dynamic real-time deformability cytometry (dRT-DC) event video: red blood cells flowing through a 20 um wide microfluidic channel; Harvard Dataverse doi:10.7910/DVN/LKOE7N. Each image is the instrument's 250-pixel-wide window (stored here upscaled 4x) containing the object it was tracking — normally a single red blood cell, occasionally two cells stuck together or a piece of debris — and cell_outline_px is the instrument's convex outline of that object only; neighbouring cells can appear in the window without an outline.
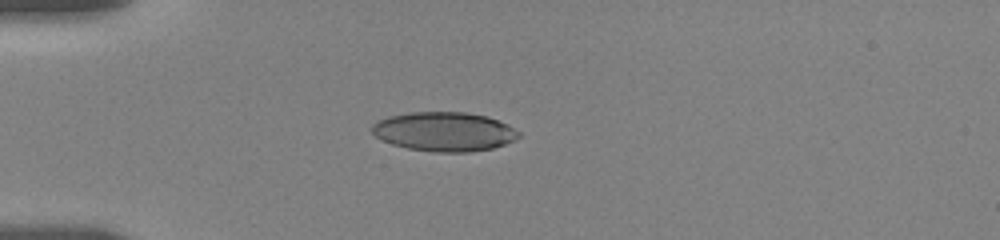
{"species": "human", "species_latin": "Homo sapiens", "temperature_condition": "room temperature", "stored_images_in_passage": 73, "camera_frame_rate_fps": 3000, "um_per_image_px": 0.085, "donor": {"sex": "female"}, "frame": {"image": 1, "passage_image": 1, "time_ms": 0.0, "image_size_px": [1000, 240], "cell_outline_px": [[520, 136], [504, 144], [492, 148], [468, 152], [436, 152], [408, 148], [392, 144], [376, 136], [372, 132], [372, 124], [388, 116], [412, 112], [468, 112], [484, 116], [508, 124], [520, 132]], "centroid_in_image_um": [37.76, 11.18], "position_along_channel_um": 47.2, "area_um2": 33.23}}
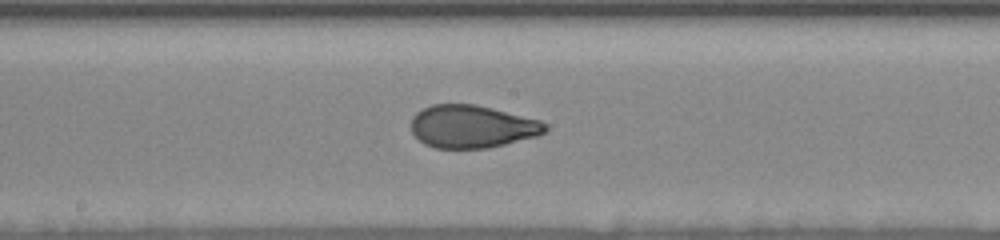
{"frame": {"image": 2, "passage_image": 31, "time_ms": 5.0, "image_size_px": [1000, 240], "cell_outline_px": [[548, 128], [544, 132], [536, 136], [488, 148], [436, 148], [424, 144], [412, 132], [412, 116], [416, 112], [432, 104], [476, 104], [540, 120], [548, 124]], "centroid_in_image_um": [40.12, 10.75], "position_along_channel_um": 208.1, "area_um2": 33.29}}
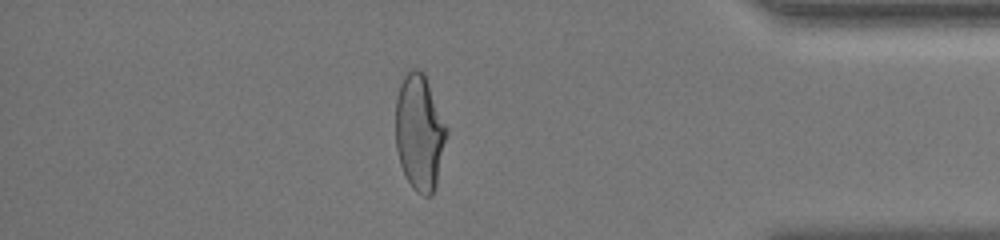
{"frame": {"image": 3, "passage_image": 65, "time_ms": 11.0, "image_size_px": [1000, 240], "cell_outline_px": [[448, 132], [436, 184], [432, 196], [424, 196], [416, 192], [412, 188], [400, 164], [396, 148], [396, 100], [400, 84], [404, 76], [412, 68], [420, 68], [424, 72], [448, 128]], "centroid_in_image_um": [35.67, 11.24], "position_along_channel_um": 399.5, "area_um2": 34.56}, "authors_computed_cell_mechanics": {"area_um2": 33.9864, "velocity_mm_per_s": 3.6383, "shape_relaxation_time_tau1_ms": 4.3899, "shape_relaxation_time_tau2_ms": 0.9706, "deformation_change_tau1": 0.1673, "deformation_change_tau2": 0.0601}}